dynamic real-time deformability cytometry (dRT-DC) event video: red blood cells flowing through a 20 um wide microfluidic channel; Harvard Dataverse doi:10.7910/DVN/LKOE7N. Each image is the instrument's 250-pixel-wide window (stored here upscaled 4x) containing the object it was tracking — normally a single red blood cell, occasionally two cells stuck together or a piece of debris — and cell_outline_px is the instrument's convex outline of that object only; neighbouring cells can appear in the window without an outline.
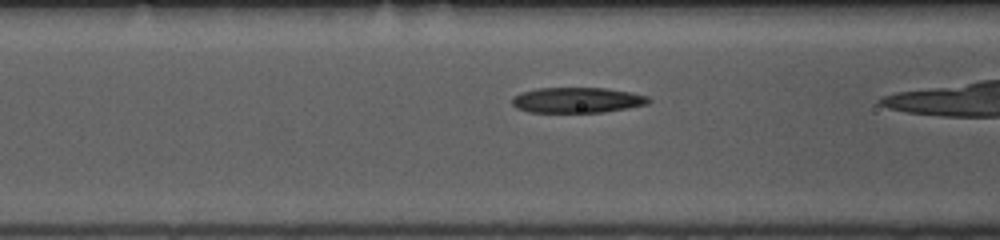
{"species": "common noctule bat (a hibernating species)", "species_latin": "Nyctalus noctula", "temperature_condition": "room temperature", "stored_images_in_passage": 32, "camera_frame_rate_fps": 3000, "um_per_image_px": 0.085, "animal": {"sex": "female", "body_mass_g": 10.0, "forearm_length_mm": 53.1}, "frame": {"image": 1, "passage_image": 12, "time_ms": 3.667, "image_size_px": [1000, 240], "cell_outline_px": [[652, 100], [648, 104], [628, 108], [604, 112], [528, 112], [516, 108], [512, 104], [512, 96], [520, 92], [536, 88], [604, 88], [632, 92], [648, 96]], "centroid_in_image_um": [49.05, 8.51], "position_along_channel_um": 117.5, "area_um2": 20.46}}
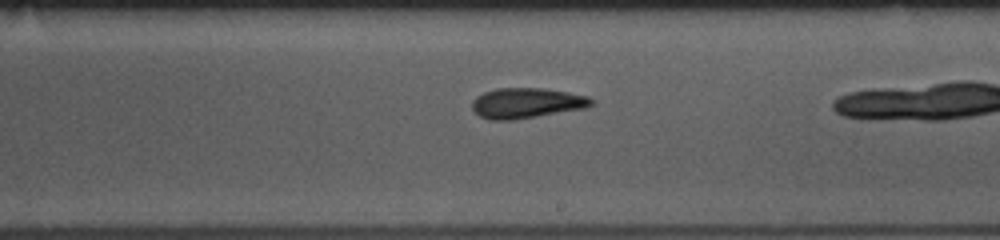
{"frame": {"image": 2, "passage_image": 22, "time_ms": 7.0, "image_size_px": [1000, 240], "cell_outline_px": [[596, 104], [588, 108], [512, 120], [492, 120], [480, 116], [472, 108], [472, 100], [476, 96], [484, 92], [496, 88], [544, 88], [568, 92], [588, 96], [596, 100]], "centroid_in_image_um": [44.82, 8.75], "position_along_channel_um": 244.2, "area_um2": 21.33}}
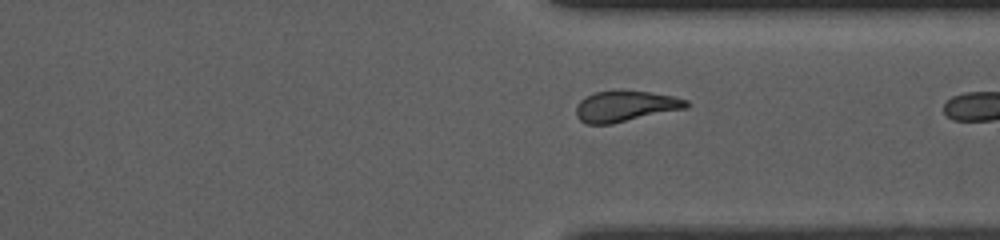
{"frame": {"image": 3, "passage_image": 31, "time_ms": 10.0, "image_size_px": [1000, 240], "cell_outline_px": [[692, 104], [688, 108], [612, 124], [584, 124], [576, 116], [576, 104], [584, 96], [596, 92], [648, 92], [672, 96], [688, 100]], "centroid_in_image_um": [53.16, 9.06], "position_along_channel_um": 358.2, "area_um2": 19.71}}